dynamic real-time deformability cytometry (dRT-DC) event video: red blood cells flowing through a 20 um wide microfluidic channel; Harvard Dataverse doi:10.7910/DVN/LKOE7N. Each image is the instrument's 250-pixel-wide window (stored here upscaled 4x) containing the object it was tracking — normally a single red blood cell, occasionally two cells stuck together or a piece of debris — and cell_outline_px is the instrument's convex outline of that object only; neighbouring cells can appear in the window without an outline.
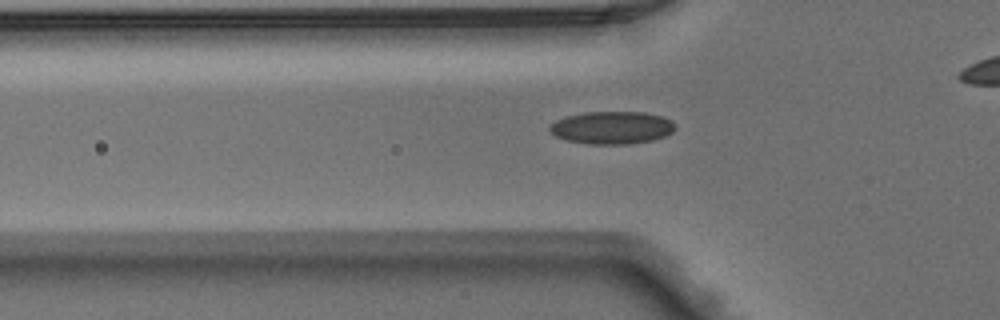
{"species": "Egyptian fruit bat (a non-hibernating species)", "species_latin": "Rousettus aegyptiacus", "temperature_condition": "warm", "stored_images_in_passage": 31, "camera_frame_rate_fps": 3000, "um_per_image_px": 0.085, "animal": {"sex": "male"}, "frame": {"image": 1, "passage_image": 7, "time_ms": 2.0, "image_size_px": [1000, 320], "cell_outline_px": [[676, 128], [672, 132], [664, 136], [652, 140], [628, 144], [588, 144], [568, 140], [556, 136], [548, 128], [556, 120], [568, 116], [584, 112], [644, 112], [664, 116], [672, 120], [676, 124]], "centroid_in_image_um": [52.07, 10.84], "position_along_channel_um": 73.7, "area_um2": 23.87}}
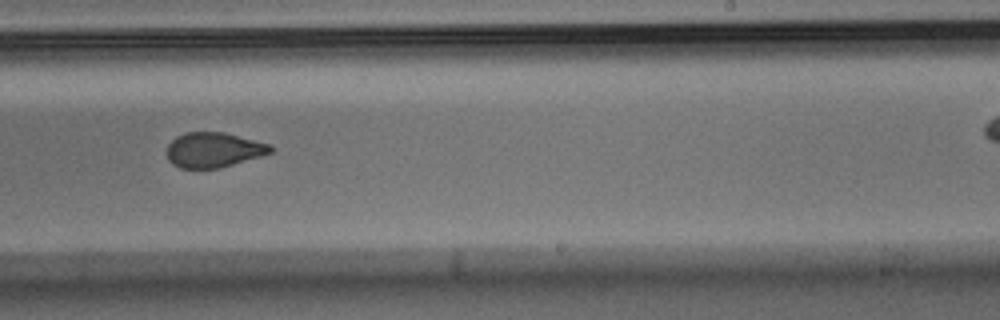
{"frame": {"image": 2, "passage_image": 21, "time_ms": 6.667, "image_size_px": [1000, 320], "cell_outline_px": [[276, 148], [272, 152], [260, 156], [220, 168], [180, 168], [172, 164], [168, 160], [168, 144], [176, 136], [184, 132], [224, 132], [272, 144]], "centroid_in_image_um": [18.18, 12.73], "position_along_channel_um": 270.8, "area_um2": 21.27}}
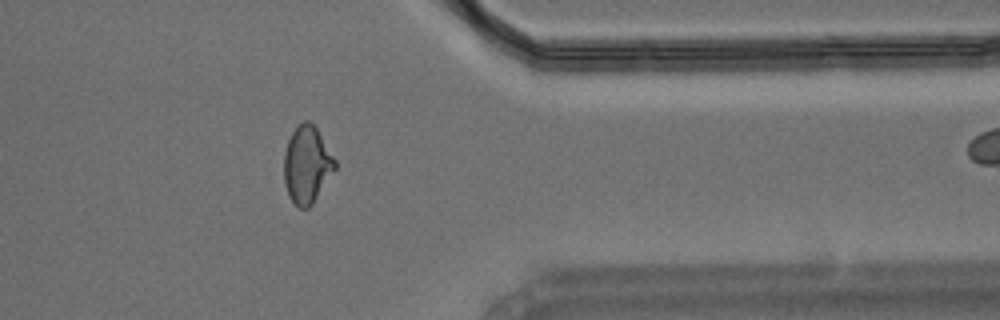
{"frame": {"image": 3, "passage_image": 30, "time_ms": 9.667, "image_size_px": [1000, 320], "cell_outline_px": [[336, 168], [312, 204], [308, 208], [300, 208], [288, 196], [284, 184], [284, 152], [288, 140], [292, 132], [304, 120], [308, 120], [316, 128], [336, 160]], "centroid_in_image_um": [26.08, 14.0], "position_along_channel_um": 385.3, "area_um2": 22.72}}